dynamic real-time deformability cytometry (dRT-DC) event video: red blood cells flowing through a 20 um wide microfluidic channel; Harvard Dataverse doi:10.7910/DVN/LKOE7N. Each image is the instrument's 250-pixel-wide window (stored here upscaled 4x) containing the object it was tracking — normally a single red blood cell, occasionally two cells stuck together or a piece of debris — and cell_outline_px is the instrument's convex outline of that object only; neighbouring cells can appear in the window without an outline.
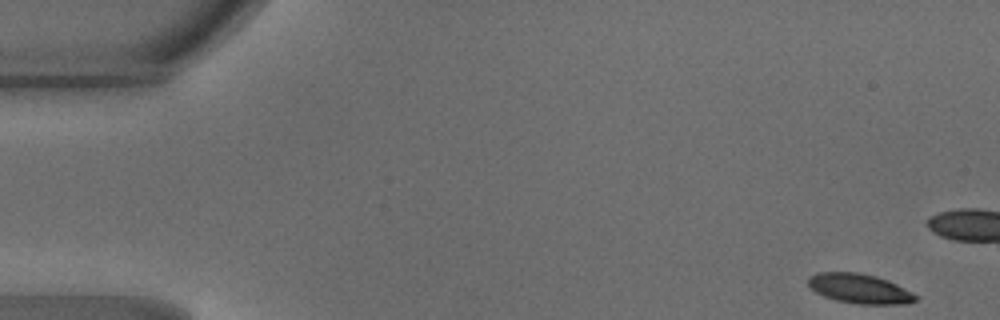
{"species": "common noctule bat (a hibernating species)", "species_latin": "Nyctalus noctula", "temperature_condition": "warm", "stored_images_in_passage": 18, "camera_frame_rate_fps": 3000, "um_per_image_px": 0.085, "animal": {"sex": "male", "body_mass_g": 18.8}, "frame": {"image": 1, "passage_image": 1, "time_ms": 0.0, "image_size_px": [1000, 320], "cell_outline_px": [[920, 296], [916, 300], [908, 304], [856, 304], [836, 300], [824, 296], [816, 292], [808, 284], [808, 276], [816, 272], [856, 272], [876, 276], [888, 280]], "centroid_in_image_um": [73.08, 24.53], "position_along_channel_um": 11.9, "area_um2": 18.67}}
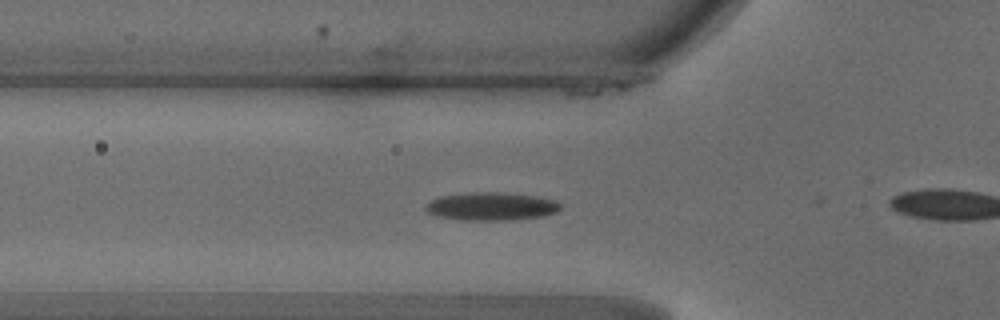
{"frame": {"image": 2, "passage_image": 15, "time_ms": 4.667, "image_size_px": [1000, 320], "cell_outline_px": [[560, 208], [556, 212], [544, 216], [508, 220], [464, 220], [436, 216], [428, 212], [424, 208], [432, 200], [440, 196], [468, 192], [500, 192], [536, 196], [556, 200], [560, 204]], "centroid_in_image_um": [41.77, 17.54], "position_along_channel_um": 84.0, "area_um2": 22.02}}